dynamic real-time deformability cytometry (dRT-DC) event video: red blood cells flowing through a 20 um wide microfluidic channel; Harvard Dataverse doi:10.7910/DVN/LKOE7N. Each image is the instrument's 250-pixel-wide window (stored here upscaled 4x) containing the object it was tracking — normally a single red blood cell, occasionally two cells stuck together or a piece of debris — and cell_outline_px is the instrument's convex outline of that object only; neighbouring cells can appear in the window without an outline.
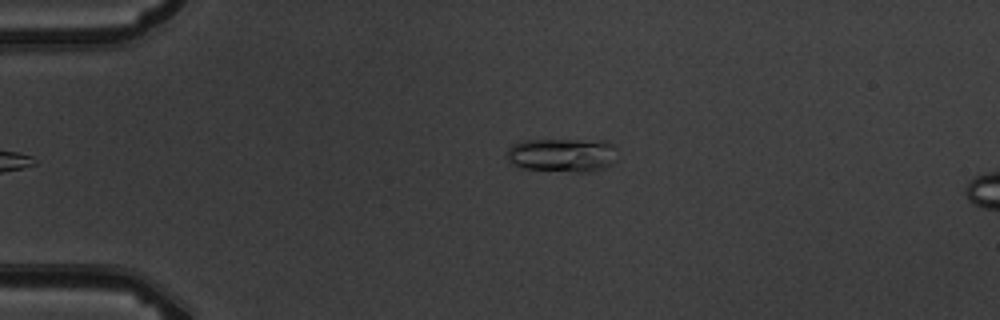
{"species": "common noctule bat (a hibernating species)", "species_latin": "Nyctalus noctula", "temperature_condition": "warm", "stored_images_in_passage": 6, "camera_frame_rate_fps": 3000, "um_per_image_px": 0.085, "animal": {"sex": "male", "body_mass_g": 19.5, "forearm_length_mm": 54.6}, "frame": {"image": 1, "passage_image": 6, "time_ms": 6.0, "image_size_px": [1000, 320], "cell_outline_px": [[616, 148], [608, 164], [604, 168], [588, 172], [576, 172], [524, 168], [512, 164], [508, 160], [508, 148], [512, 144], [520, 140], [608, 140]], "centroid_in_image_um": [47.74, 13.16], "position_along_channel_um": 37.3, "area_um2": 21.56}}